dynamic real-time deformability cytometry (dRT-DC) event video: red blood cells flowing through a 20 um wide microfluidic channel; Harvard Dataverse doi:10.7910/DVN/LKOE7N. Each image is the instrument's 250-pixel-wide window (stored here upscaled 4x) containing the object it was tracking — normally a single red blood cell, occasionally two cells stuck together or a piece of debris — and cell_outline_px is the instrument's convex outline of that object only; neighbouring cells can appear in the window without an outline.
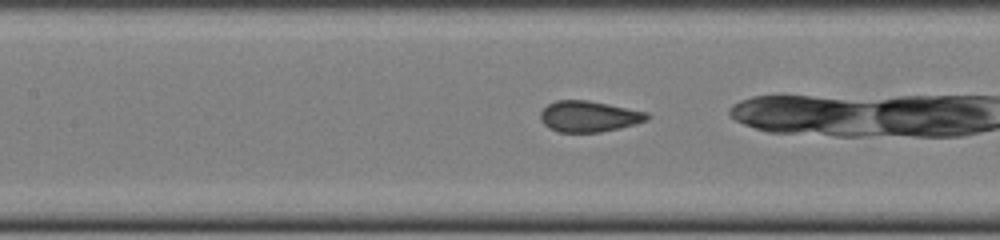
{"species": "common noctule bat (a hibernating species)", "species_latin": "Nyctalus noctula", "temperature_condition": "cold", "stored_images_in_passage": 34, "camera_frame_rate_fps": 3000, "um_per_image_px": 0.085, "animal": {"sex": "female", "body_mass_g": 22.0, "forearm_length_mm": 56.7}, "frame": {"image": 1, "passage_image": 18, "time_ms": 5.667, "image_size_px": [1000, 240], "cell_outline_px": [[652, 116], [648, 120], [636, 124], [620, 128], [600, 132], [556, 132], [548, 128], [540, 120], [540, 112], [548, 104], [556, 100], [588, 100], [648, 112]], "centroid_in_image_um": [50.07, 9.9], "position_along_channel_um": 157.3, "area_um2": 19.48}}
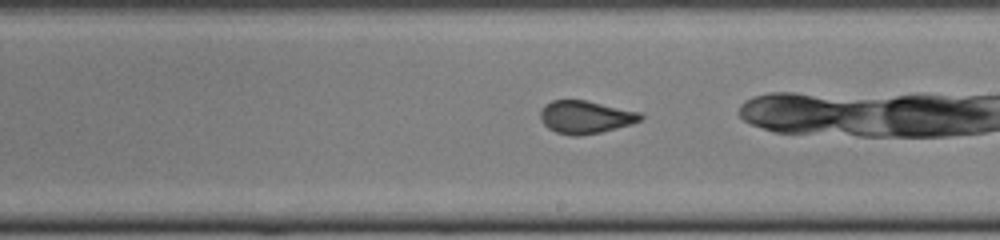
{"frame": {"image": 2, "passage_image": 24, "time_ms": 7.667, "image_size_px": [1000, 240], "cell_outline_px": [[644, 116], [640, 120], [632, 124], [600, 132], [580, 136], [572, 136], [556, 132], [548, 128], [540, 120], [540, 112], [552, 100], [584, 100], [640, 112]], "centroid_in_image_um": [49.77, 9.96], "position_along_channel_um": 239.2, "area_um2": 18.96}}
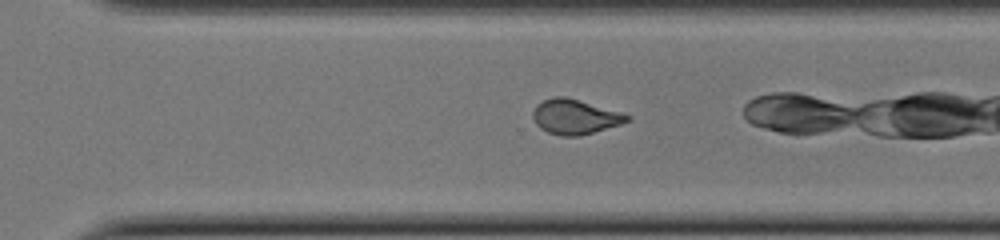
{"frame": {"image": 3, "passage_image": 30, "time_ms": 9.667, "image_size_px": [1000, 240], "cell_outline_px": [[632, 120], [620, 124], [580, 136], [560, 136], [548, 132], [540, 128], [536, 124], [532, 116], [532, 112], [536, 104], [544, 100], [556, 96], [564, 96], [620, 112], [632, 116]], "centroid_in_image_um": [48.86, 9.93], "position_along_channel_um": 321.7, "area_um2": 19.02}}